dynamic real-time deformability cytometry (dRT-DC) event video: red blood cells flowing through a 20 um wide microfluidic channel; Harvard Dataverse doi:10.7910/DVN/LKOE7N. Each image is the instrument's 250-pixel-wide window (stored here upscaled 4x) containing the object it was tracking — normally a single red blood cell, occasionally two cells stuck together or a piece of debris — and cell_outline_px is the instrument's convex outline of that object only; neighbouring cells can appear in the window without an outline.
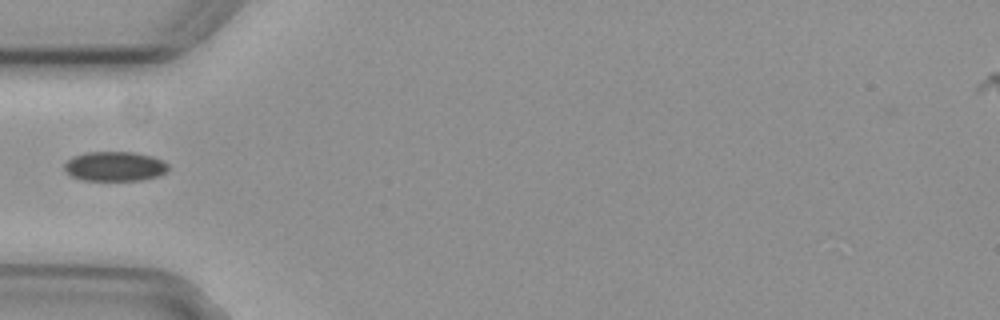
{"species": "common noctule bat (a hibernating species)", "species_latin": "Nyctalus noctula", "temperature_condition": "cold", "stored_images_in_passage": 3, "camera_frame_rate_fps": 3000, "um_per_image_px": 0.085, "animal": {"sex": "female", "body_mass_g": 29.2, "forearm_length_mm": 56.3}, "frame": {"image": 1, "passage_image": 3, "time_ms": 0.667, "image_size_px": [1000, 320], "cell_outline_px": [[168, 168], [160, 176], [140, 180], [84, 180], [72, 176], [64, 172], [64, 164], [72, 156], [84, 152], [136, 152], [152, 156], [164, 160], [168, 164]], "centroid_in_image_um": [9.75, 14.13], "position_along_channel_um": 75.3, "area_um2": 18.09}}